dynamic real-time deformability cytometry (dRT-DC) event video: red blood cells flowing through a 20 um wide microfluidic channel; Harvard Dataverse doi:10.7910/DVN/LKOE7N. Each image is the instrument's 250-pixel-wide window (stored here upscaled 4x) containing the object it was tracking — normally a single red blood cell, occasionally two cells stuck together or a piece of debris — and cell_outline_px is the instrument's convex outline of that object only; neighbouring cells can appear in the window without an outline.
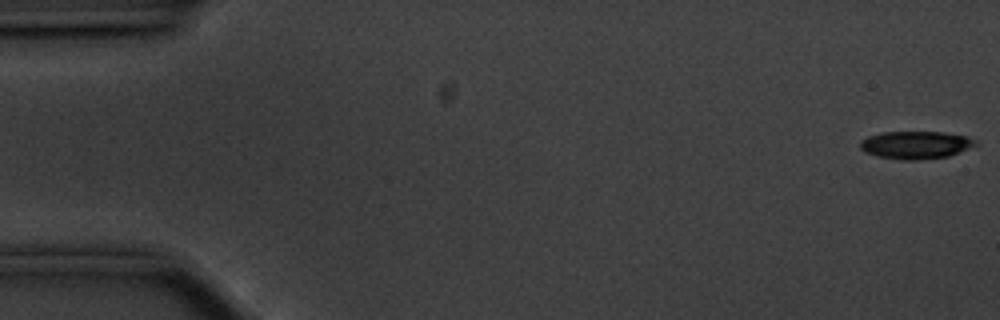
{"species": "common noctule bat (a hibernating species)", "species_latin": "Nyctalus noctula", "temperature_condition": "cold", "stored_images_in_passage": 56, "camera_frame_rate_fps": 3000, "um_per_image_px": 0.085, "animal": {"sex": "male", "body_mass_g": 20.1, "forearm_length_mm": 53.5}, "frame": {"image": 1, "passage_image": 1, "time_ms": 0.0, "image_size_px": [1000, 320], "cell_outline_px": [[976, 144], [948, 156], [916, 160], [904, 160], [876, 156], [864, 152], [860, 148], [860, 140], [868, 136], [884, 132], [944, 132], [968, 136], [976, 140]], "centroid_in_image_um": [77.79, 12.31], "position_along_channel_um": 7.2, "area_um2": 18.5}}
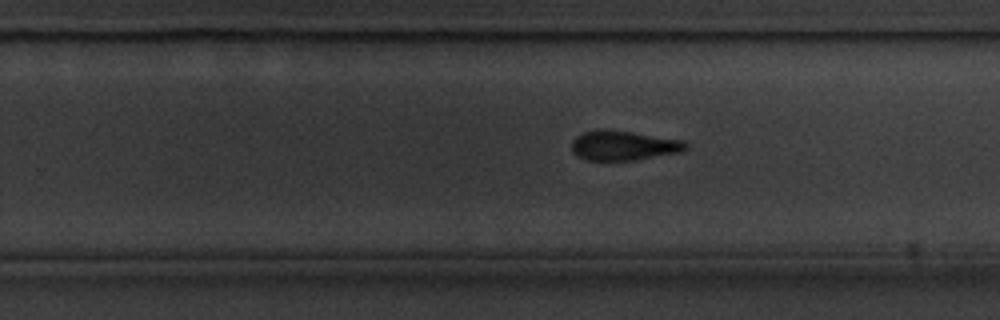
{"frame": {"image": 2, "passage_image": 35, "time_ms": 11.333, "image_size_px": [1000, 320], "cell_outline_px": [[688, 148], [680, 152], [632, 160], [588, 160], [576, 156], [572, 152], [572, 140], [576, 136], [584, 132], [632, 132], [684, 140], [688, 144]], "centroid_in_image_um": [53.03, 12.4], "position_along_channel_um": 276.8, "area_um2": 19.07}}
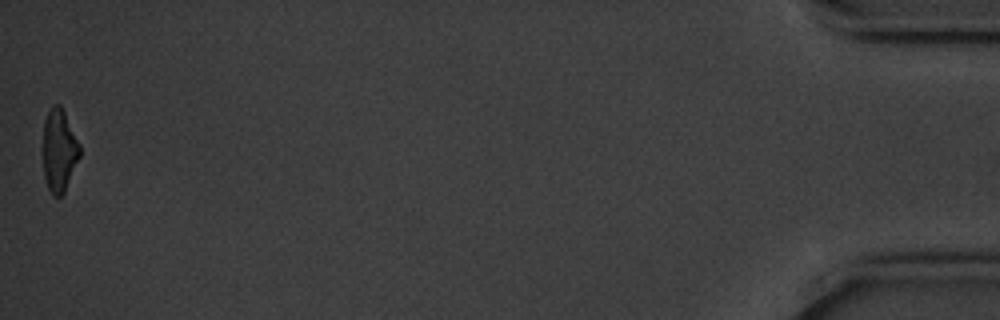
{"frame": {"image": 3, "passage_image": 56, "time_ms": 18.333, "image_size_px": [1000, 320], "cell_outline_px": [[80, 156], [64, 192], [60, 196], [52, 196], [48, 188], [44, 176], [40, 152], [44, 120], [52, 104], [60, 104], [80, 144]], "centroid_in_image_um": [4.97, 12.78], "position_along_channel_um": 430.2, "area_um2": 18.26}, "authors_computed_cell_mechanics": {"area_um2": 19.3052, "velocity_mm_per_s": 3.5653, "shape_relaxation_time_tau1_ms": 2.0701, "shape_relaxation_time_tau2_ms": null, "deformation_change_tau1": 0.1465, "deformation_change_tau2": null}}